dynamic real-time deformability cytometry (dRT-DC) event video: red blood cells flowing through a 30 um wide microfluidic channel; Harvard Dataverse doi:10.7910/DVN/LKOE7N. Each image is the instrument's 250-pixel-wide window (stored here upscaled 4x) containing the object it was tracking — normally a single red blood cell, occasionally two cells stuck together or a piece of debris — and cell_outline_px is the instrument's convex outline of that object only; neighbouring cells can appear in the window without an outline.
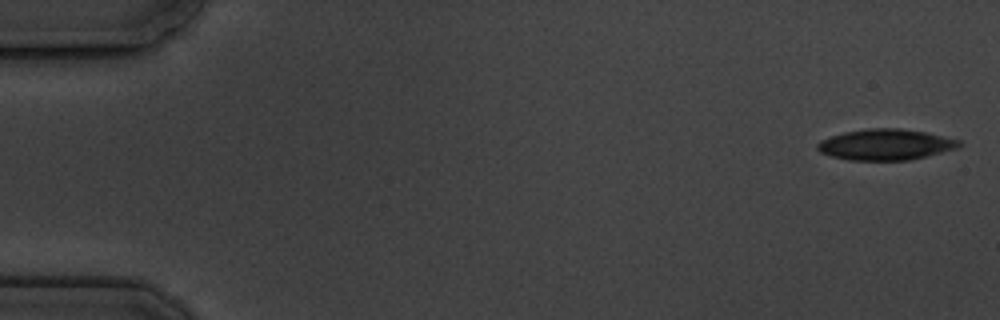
{"species": "common noctule bat (a hibernating species)", "species_latin": "Nyctalus noctula", "temperature_condition": "cold", "stored_images_in_passage": 9, "camera_frame_rate_fps": 3000, "um_per_image_px": 0.085, "animal": {"sex": "male", "body_mass_g": 19.5, "forearm_length_mm": 54.6}, "frame": {"image": 1, "passage_image": 1, "time_ms": 0.0, "image_size_px": [1000, 320], "cell_outline_px": [[964, 144], [960, 148], [908, 160], [848, 160], [832, 156], [820, 152], [816, 148], [816, 144], [820, 140], [844, 132], [868, 128], [900, 128], [924, 132], [960, 140]], "centroid_in_image_um": [75.29, 12.29], "position_along_channel_um": 9.7, "area_um2": 25.55}}
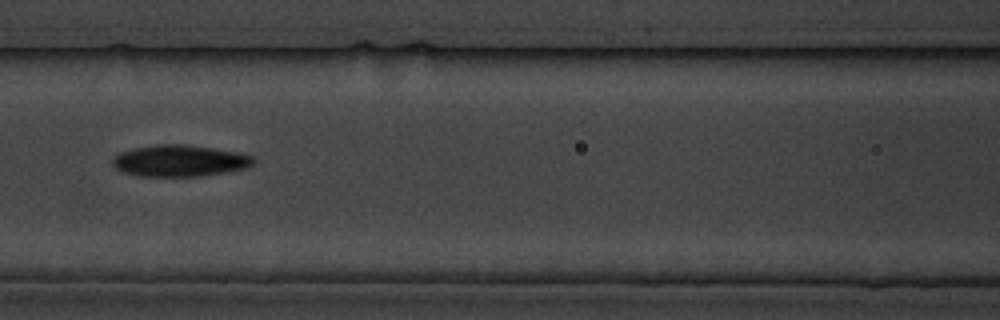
{"frame": {"image": 2, "passage_image": 8, "time_ms": 8.0, "image_size_px": [1000, 320], "cell_outline_px": [[256, 160], [248, 168], [200, 176], [136, 176], [124, 172], [116, 168], [112, 164], [112, 160], [120, 152], [136, 148], [156, 144], [184, 144], [212, 148], [236, 152], [252, 156]], "centroid_in_image_um": [15.27, 13.67], "position_along_channel_um": 151.3, "area_um2": 25.72}}
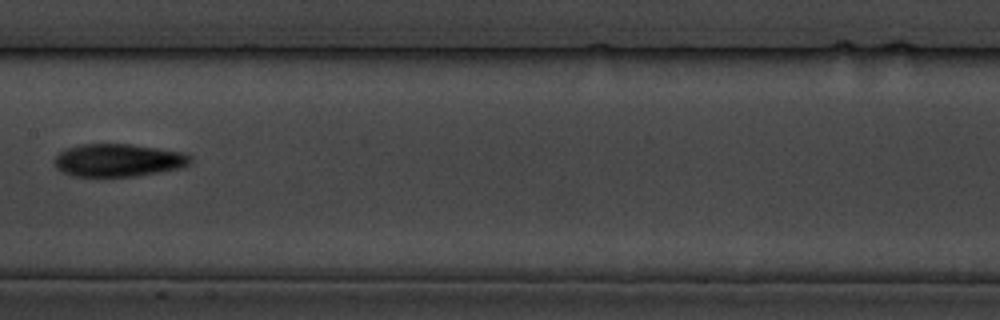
{"frame": {"image": 3, "passage_image": 9, "time_ms": 9.333, "image_size_px": [1000, 320], "cell_outline_px": [[192, 160], [188, 164], [180, 168], [136, 176], [72, 176], [56, 168], [52, 160], [64, 148], [80, 144], [132, 144], [184, 152], [192, 156]], "centroid_in_image_um": [10.03, 13.61], "position_along_channel_um": 197.4, "area_um2": 26.13}}